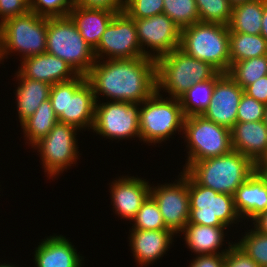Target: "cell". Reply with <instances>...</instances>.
Wrapping results in <instances>:
<instances>
[{
	"instance_id": "5bb4252c",
	"label": "cell",
	"mask_w": 267,
	"mask_h": 267,
	"mask_svg": "<svg viewBox=\"0 0 267 267\" xmlns=\"http://www.w3.org/2000/svg\"><path fill=\"white\" fill-rule=\"evenodd\" d=\"M178 177L177 182L150 187V195L159 207L166 228L175 235L188 223L190 211L188 173L183 170Z\"/></svg>"
},
{
	"instance_id": "4dcf8cb0",
	"label": "cell",
	"mask_w": 267,
	"mask_h": 267,
	"mask_svg": "<svg viewBox=\"0 0 267 267\" xmlns=\"http://www.w3.org/2000/svg\"><path fill=\"white\" fill-rule=\"evenodd\" d=\"M163 13L180 29L200 22L195 0H163Z\"/></svg>"
},
{
	"instance_id": "4316f807",
	"label": "cell",
	"mask_w": 267,
	"mask_h": 267,
	"mask_svg": "<svg viewBox=\"0 0 267 267\" xmlns=\"http://www.w3.org/2000/svg\"><path fill=\"white\" fill-rule=\"evenodd\" d=\"M58 122L50 99L43 101L35 113L25 120L20 126L24 132V138L29 146H33L40 139L47 136Z\"/></svg>"
},
{
	"instance_id": "836d02e7",
	"label": "cell",
	"mask_w": 267,
	"mask_h": 267,
	"mask_svg": "<svg viewBox=\"0 0 267 267\" xmlns=\"http://www.w3.org/2000/svg\"><path fill=\"white\" fill-rule=\"evenodd\" d=\"M134 222L132 229L139 230H164L167 229L154 198L149 195L141 208L131 220Z\"/></svg>"
},
{
	"instance_id": "484cf974",
	"label": "cell",
	"mask_w": 267,
	"mask_h": 267,
	"mask_svg": "<svg viewBox=\"0 0 267 267\" xmlns=\"http://www.w3.org/2000/svg\"><path fill=\"white\" fill-rule=\"evenodd\" d=\"M267 0H251L232 7L229 32L258 35L262 29L264 4Z\"/></svg>"
},
{
	"instance_id": "ba28073f",
	"label": "cell",
	"mask_w": 267,
	"mask_h": 267,
	"mask_svg": "<svg viewBox=\"0 0 267 267\" xmlns=\"http://www.w3.org/2000/svg\"><path fill=\"white\" fill-rule=\"evenodd\" d=\"M185 116L179 99L163 98L157 90L141 103L139 116L140 139L146 144L161 143L183 132Z\"/></svg>"
},
{
	"instance_id": "7bdbcfd3",
	"label": "cell",
	"mask_w": 267,
	"mask_h": 267,
	"mask_svg": "<svg viewBox=\"0 0 267 267\" xmlns=\"http://www.w3.org/2000/svg\"><path fill=\"white\" fill-rule=\"evenodd\" d=\"M252 221L256 230L267 235V211L259 214Z\"/></svg>"
},
{
	"instance_id": "60d3db41",
	"label": "cell",
	"mask_w": 267,
	"mask_h": 267,
	"mask_svg": "<svg viewBox=\"0 0 267 267\" xmlns=\"http://www.w3.org/2000/svg\"><path fill=\"white\" fill-rule=\"evenodd\" d=\"M244 93L267 105V75L248 85L244 89Z\"/></svg>"
},
{
	"instance_id": "ac0fdd59",
	"label": "cell",
	"mask_w": 267,
	"mask_h": 267,
	"mask_svg": "<svg viewBox=\"0 0 267 267\" xmlns=\"http://www.w3.org/2000/svg\"><path fill=\"white\" fill-rule=\"evenodd\" d=\"M20 61L21 66L18 71L25 78L50 85L71 80L78 75L68 63L48 52Z\"/></svg>"
},
{
	"instance_id": "c3c4849f",
	"label": "cell",
	"mask_w": 267,
	"mask_h": 267,
	"mask_svg": "<svg viewBox=\"0 0 267 267\" xmlns=\"http://www.w3.org/2000/svg\"><path fill=\"white\" fill-rule=\"evenodd\" d=\"M10 264H11V263H8V264H7V263H1V262H0V267H18V266H15V265H13V264H11V265H10Z\"/></svg>"
},
{
	"instance_id": "bcb514c9",
	"label": "cell",
	"mask_w": 267,
	"mask_h": 267,
	"mask_svg": "<svg viewBox=\"0 0 267 267\" xmlns=\"http://www.w3.org/2000/svg\"><path fill=\"white\" fill-rule=\"evenodd\" d=\"M248 1H251V0H228L229 4L234 7L236 5H239L241 3H244V2H248Z\"/></svg>"
},
{
	"instance_id": "30bf717a",
	"label": "cell",
	"mask_w": 267,
	"mask_h": 267,
	"mask_svg": "<svg viewBox=\"0 0 267 267\" xmlns=\"http://www.w3.org/2000/svg\"><path fill=\"white\" fill-rule=\"evenodd\" d=\"M188 191L190 211L187 224L227 227L240 222L232 195L199 185L189 174Z\"/></svg>"
},
{
	"instance_id": "8d00e7d4",
	"label": "cell",
	"mask_w": 267,
	"mask_h": 267,
	"mask_svg": "<svg viewBox=\"0 0 267 267\" xmlns=\"http://www.w3.org/2000/svg\"><path fill=\"white\" fill-rule=\"evenodd\" d=\"M266 105L243 93L237 111V122L263 120Z\"/></svg>"
},
{
	"instance_id": "44dd1931",
	"label": "cell",
	"mask_w": 267,
	"mask_h": 267,
	"mask_svg": "<svg viewBox=\"0 0 267 267\" xmlns=\"http://www.w3.org/2000/svg\"><path fill=\"white\" fill-rule=\"evenodd\" d=\"M230 130L233 151L242 153L257 166L267 154V127L263 120L236 122Z\"/></svg>"
},
{
	"instance_id": "52a82bcc",
	"label": "cell",
	"mask_w": 267,
	"mask_h": 267,
	"mask_svg": "<svg viewBox=\"0 0 267 267\" xmlns=\"http://www.w3.org/2000/svg\"><path fill=\"white\" fill-rule=\"evenodd\" d=\"M46 41L47 17L29 11L9 18L0 24V64L13 52L21 59L45 53Z\"/></svg>"
},
{
	"instance_id": "b9f144b4",
	"label": "cell",
	"mask_w": 267,
	"mask_h": 267,
	"mask_svg": "<svg viewBox=\"0 0 267 267\" xmlns=\"http://www.w3.org/2000/svg\"><path fill=\"white\" fill-rule=\"evenodd\" d=\"M188 267H224L225 254L197 255Z\"/></svg>"
},
{
	"instance_id": "9c48e42d",
	"label": "cell",
	"mask_w": 267,
	"mask_h": 267,
	"mask_svg": "<svg viewBox=\"0 0 267 267\" xmlns=\"http://www.w3.org/2000/svg\"><path fill=\"white\" fill-rule=\"evenodd\" d=\"M183 137L187 142L186 170L192 163L230 153L231 130L218 125L203 115H191L184 119ZM186 137V138H185Z\"/></svg>"
},
{
	"instance_id": "7402d4cb",
	"label": "cell",
	"mask_w": 267,
	"mask_h": 267,
	"mask_svg": "<svg viewBox=\"0 0 267 267\" xmlns=\"http://www.w3.org/2000/svg\"><path fill=\"white\" fill-rule=\"evenodd\" d=\"M69 241L53 234L39 242L34 251L35 267H82L84 258Z\"/></svg>"
},
{
	"instance_id": "d4e9b609",
	"label": "cell",
	"mask_w": 267,
	"mask_h": 267,
	"mask_svg": "<svg viewBox=\"0 0 267 267\" xmlns=\"http://www.w3.org/2000/svg\"><path fill=\"white\" fill-rule=\"evenodd\" d=\"M18 87L15 91L20 125L32 116L40 104L49 99L52 85L25 78L19 71L15 73Z\"/></svg>"
},
{
	"instance_id": "7c38bea8",
	"label": "cell",
	"mask_w": 267,
	"mask_h": 267,
	"mask_svg": "<svg viewBox=\"0 0 267 267\" xmlns=\"http://www.w3.org/2000/svg\"><path fill=\"white\" fill-rule=\"evenodd\" d=\"M140 107L141 103L96 101L93 132L110 140L139 139Z\"/></svg>"
},
{
	"instance_id": "f6af8a7d",
	"label": "cell",
	"mask_w": 267,
	"mask_h": 267,
	"mask_svg": "<svg viewBox=\"0 0 267 267\" xmlns=\"http://www.w3.org/2000/svg\"><path fill=\"white\" fill-rule=\"evenodd\" d=\"M257 170L266 172L267 171V154L263 158V160L257 165Z\"/></svg>"
},
{
	"instance_id": "f1b7e54d",
	"label": "cell",
	"mask_w": 267,
	"mask_h": 267,
	"mask_svg": "<svg viewBox=\"0 0 267 267\" xmlns=\"http://www.w3.org/2000/svg\"><path fill=\"white\" fill-rule=\"evenodd\" d=\"M224 73L219 72L213 79L194 83L180 98L185 117L202 115L211 102L214 84Z\"/></svg>"
},
{
	"instance_id": "7dc6e473",
	"label": "cell",
	"mask_w": 267,
	"mask_h": 267,
	"mask_svg": "<svg viewBox=\"0 0 267 267\" xmlns=\"http://www.w3.org/2000/svg\"><path fill=\"white\" fill-rule=\"evenodd\" d=\"M263 122H264L265 126L267 127V105L265 107Z\"/></svg>"
},
{
	"instance_id": "ee69618b",
	"label": "cell",
	"mask_w": 267,
	"mask_h": 267,
	"mask_svg": "<svg viewBox=\"0 0 267 267\" xmlns=\"http://www.w3.org/2000/svg\"><path fill=\"white\" fill-rule=\"evenodd\" d=\"M262 29L260 34L266 39L267 41V2L264 4V11L262 16Z\"/></svg>"
},
{
	"instance_id": "4fadbf2b",
	"label": "cell",
	"mask_w": 267,
	"mask_h": 267,
	"mask_svg": "<svg viewBox=\"0 0 267 267\" xmlns=\"http://www.w3.org/2000/svg\"><path fill=\"white\" fill-rule=\"evenodd\" d=\"M94 53L96 60L145 57L134 19L124 10L116 13L102 34Z\"/></svg>"
},
{
	"instance_id": "5b68a950",
	"label": "cell",
	"mask_w": 267,
	"mask_h": 267,
	"mask_svg": "<svg viewBox=\"0 0 267 267\" xmlns=\"http://www.w3.org/2000/svg\"><path fill=\"white\" fill-rule=\"evenodd\" d=\"M229 27L218 23H194L181 29L180 49L196 59L210 63L221 73L231 66Z\"/></svg>"
},
{
	"instance_id": "f546056e",
	"label": "cell",
	"mask_w": 267,
	"mask_h": 267,
	"mask_svg": "<svg viewBox=\"0 0 267 267\" xmlns=\"http://www.w3.org/2000/svg\"><path fill=\"white\" fill-rule=\"evenodd\" d=\"M227 74L243 89L267 75V55L231 63Z\"/></svg>"
},
{
	"instance_id": "3957f363",
	"label": "cell",
	"mask_w": 267,
	"mask_h": 267,
	"mask_svg": "<svg viewBox=\"0 0 267 267\" xmlns=\"http://www.w3.org/2000/svg\"><path fill=\"white\" fill-rule=\"evenodd\" d=\"M218 73L210 63L177 48L156 60L157 91L179 99L194 83L211 80Z\"/></svg>"
},
{
	"instance_id": "d6986e66",
	"label": "cell",
	"mask_w": 267,
	"mask_h": 267,
	"mask_svg": "<svg viewBox=\"0 0 267 267\" xmlns=\"http://www.w3.org/2000/svg\"><path fill=\"white\" fill-rule=\"evenodd\" d=\"M129 246L137 265L148 266L166 254L176 236L171 230L130 229ZM171 244V245H170Z\"/></svg>"
},
{
	"instance_id": "d6a6232c",
	"label": "cell",
	"mask_w": 267,
	"mask_h": 267,
	"mask_svg": "<svg viewBox=\"0 0 267 267\" xmlns=\"http://www.w3.org/2000/svg\"><path fill=\"white\" fill-rule=\"evenodd\" d=\"M200 22L227 25L231 19L232 6L228 0H195Z\"/></svg>"
},
{
	"instance_id": "603a6c76",
	"label": "cell",
	"mask_w": 267,
	"mask_h": 267,
	"mask_svg": "<svg viewBox=\"0 0 267 267\" xmlns=\"http://www.w3.org/2000/svg\"><path fill=\"white\" fill-rule=\"evenodd\" d=\"M116 13L111 10L73 5L68 15L74 21L81 36L94 50Z\"/></svg>"
},
{
	"instance_id": "e0dca14e",
	"label": "cell",
	"mask_w": 267,
	"mask_h": 267,
	"mask_svg": "<svg viewBox=\"0 0 267 267\" xmlns=\"http://www.w3.org/2000/svg\"><path fill=\"white\" fill-rule=\"evenodd\" d=\"M151 186L141 177L127 175L114 180L110 185V199L115 214L131 221L150 195Z\"/></svg>"
},
{
	"instance_id": "e575fe53",
	"label": "cell",
	"mask_w": 267,
	"mask_h": 267,
	"mask_svg": "<svg viewBox=\"0 0 267 267\" xmlns=\"http://www.w3.org/2000/svg\"><path fill=\"white\" fill-rule=\"evenodd\" d=\"M163 0H125L124 11L133 19H143L163 13Z\"/></svg>"
},
{
	"instance_id": "cb8c5ba5",
	"label": "cell",
	"mask_w": 267,
	"mask_h": 267,
	"mask_svg": "<svg viewBox=\"0 0 267 267\" xmlns=\"http://www.w3.org/2000/svg\"><path fill=\"white\" fill-rule=\"evenodd\" d=\"M228 227H214L197 224H186L181 233L190 251L197 255L225 254L233 245L227 242L228 248L220 250ZM219 249V250H218Z\"/></svg>"
},
{
	"instance_id": "f35d334b",
	"label": "cell",
	"mask_w": 267,
	"mask_h": 267,
	"mask_svg": "<svg viewBox=\"0 0 267 267\" xmlns=\"http://www.w3.org/2000/svg\"><path fill=\"white\" fill-rule=\"evenodd\" d=\"M224 267H261L253 261L235 242L225 253Z\"/></svg>"
},
{
	"instance_id": "6da1fadb",
	"label": "cell",
	"mask_w": 267,
	"mask_h": 267,
	"mask_svg": "<svg viewBox=\"0 0 267 267\" xmlns=\"http://www.w3.org/2000/svg\"><path fill=\"white\" fill-rule=\"evenodd\" d=\"M86 77L96 101L142 103L157 90L156 60L147 56L96 60Z\"/></svg>"
},
{
	"instance_id": "83f0119b",
	"label": "cell",
	"mask_w": 267,
	"mask_h": 267,
	"mask_svg": "<svg viewBox=\"0 0 267 267\" xmlns=\"http://www.w3.org/2000/svg\"><path fill=\"white\" fill-rule=\"evenodd\" d=\"M229 54L231 63L267 55V41L261 34L230 32Z\"/></svg>"
},
{
	"instance_id": "9a60e30c",
	"label": "cell",
	"mask_w": 267,
	"mask_h": 267,
	"mask_svg": "<svg viewBox=\"0 0 267 267\" xmlns=\"http://www.w3.org/2000/svg\"><path fill=\"white\" fill-rule=\"evenodd\" d=\"M134 21L138 40L145 56L157 60L174 49L180 48L181 29L164 13L149 18L134 19Z\"/></svg>"
},
{
	"instance_id": "74e56055",
	"label": "cell",
	"mask_w": 267,
	"mask_h": 267,
	"mask_svg": "<svg viewBox=\"0 0 267 267\" xmlns=\"http://www.w3.org/2000/svg\"><path fill=\"white\" fill-rule=\"evenodd\" d=\"M31 0H0V24L30 11Z\"/></svg>"
},
{
	"instance_id": "8992f818",
	"label": "cell",
	"mask_w": 267,
	"mask_h": 267,
	"mask_svg": "<svg viewBox=\"0 0 267 267\" xmlns=\"http://www.w3.org/2000/svg\"><path fill=\"white\" fill-rule=\"evenodd\" d=\"M46 52L64 60L77 74L85 76L96 61L94 50L69 15L47 17Z\"/></svg>"
},
{
	"instance_id": "ffe728a7",
	"label": "cell",
	"mask_w": 267,
	"mask_h": 267,
	"mask_svg": "<svg viewBox=\"0 0 267 267\" xmlns=\"http://www.w3.org/2000/svg\"><path fill=\"white\" fill-rule=\"evenodd\" d=\"M235 208L242 220L252 221L266 212L267 173L257 170L235 191Z\"/></svg>"
},
{
	"instance_id": "1f68e13d",
	"label": "cell",
	"mask_w": 267,
	"mask_h": 267,
	"mask_svg": "<svg viewBox=\"0 0 267 267\" xmlns=\"http://www.w3.org/2000/svg\"><path fill=\"white\" fill-rule=\"evenodd\" d=\"M244 233L235 244L259 266L267 267V235L253 227Z\"/></svg>"
},
{
	"instance_id": "277c9868",
	"label": "cell",
	"mask_w": 267,
	"mask_h": 267,
	"mask_svg": "<svg viewBox=\"0 0 267 267\" xmlns=\"http://www.w3.org/2000/svg\"><path fill=\"white\" fill-rule=\"evenodd\" d=\"M49 99L59 122L79 130L93 128L96 99L85 75L52 85Z\"/></svg>"
},
{
	"instance_id": "8fae6325",
	"label": "cell",
	"mask_w": 267,
	"mask_h": 267,
	"mask_svg": "<svg viewBox=\"0 0 267 267\" xmlns=\"http://www.w3.org/2000/svg\"><path fill=\"white\" fill-rule=\"evenodd\" d=\"M75 126L57 122L47 136L35 143L32 148L38 149L44 173L49 179L59 176L79 159L77 134Z\"/></svg>"
},
{
	"instance_id": "2e32d148",
	"label": "cell",
	"mask_w": 267,
	"mask_h": 267,
	"mask_svg": "<svg viewBox=\"0 0 267 267\" xmlns=\"http://www.w3.org/2000/svg\"><path fill=\"white\" fill-rule=\"evenodd\" d=\"M244 89L227 73L214 84L208 108L203 116L212 122L231 129L237 122V111Z\"/></svg>"
},
{
	"instance_id": "d590c367",
	"label": "cell",
	"mask_w": 267,
	"mask_h": 267,
	"mask_svg": "<svg viewBox=\"0 0 267 267\" xmlns=\"http://www.w3.org/2000/svg\"><path fill=\"white\" fill-rule=\"evenodd\" d=\"M73 0H31L30 11L44 17L67 16Z\"/></svg>"
},
{
	"instance_id": "ab89813d",
	"label": "cell",
	"mask_w": 267,
	"mask_h": 267,
	"mask_svg": "<svg viewBox=\"0 0 267 267\" xmlns=\"http://www.w3.org/2000/svg\"><path fill=\"white\" fill-rule=\"evenodd\" d=\"M73 3L77 6L111 10L118 13L124 10L125 0H73Z\"/></svg>"
},
{
	"instance_id": "7a4b0ae2",
	"label": "cell",
	"mask_w": 267,
	"mask_h": 267,
	"mask_svg": "<svg viewBox=\"0 0 267 267\" xmlns=\"http://www.w3.org/2000/svg\"><path fill=\"white\" fill-rule=\"evenodd\" d=\"M256 169L250 159L232 150L225 155L194 162L185 171L199 185L233 196Z\"/></svg>"
}]
</instances>
